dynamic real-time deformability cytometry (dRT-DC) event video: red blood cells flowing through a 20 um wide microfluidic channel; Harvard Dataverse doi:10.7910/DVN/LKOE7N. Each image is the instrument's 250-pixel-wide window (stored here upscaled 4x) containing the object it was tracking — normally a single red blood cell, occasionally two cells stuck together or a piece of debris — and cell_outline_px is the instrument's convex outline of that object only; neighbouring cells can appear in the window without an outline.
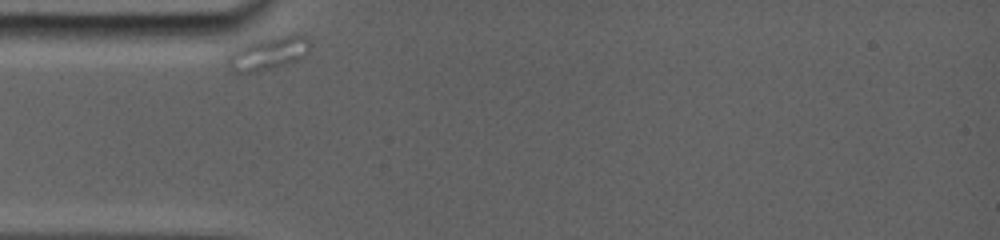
{"species": "common noctule bat (a hibernating species)", "species_latin": "Nyctalus noctula", "temperature_condition": "room temperature", "stored_images_in_passage": 27, "camera_frame_rate_fps": 5000, "um_per_image_px": 0.085, "animal": {"sex": "female", "body_mass_g": 19.0, "forearm_length_mm": 56.7}, "frame": {"image": 1, "passage_image": 1, "time_ms": 0.0, "image_size_px": [1000, 240], "cell_outline_px": [[308, 44], [300, 56], [296, 60], [256, 72], [236, 76], [232, 72], [228, 64], [228, 56], [232, 52], [244, 44], [252, 40], [300, 32], [308, 36]], "centroid_in_image_um": [22.7, 4.52], "position_along_channel_um": 62.3, "area_um2": 15.84}}
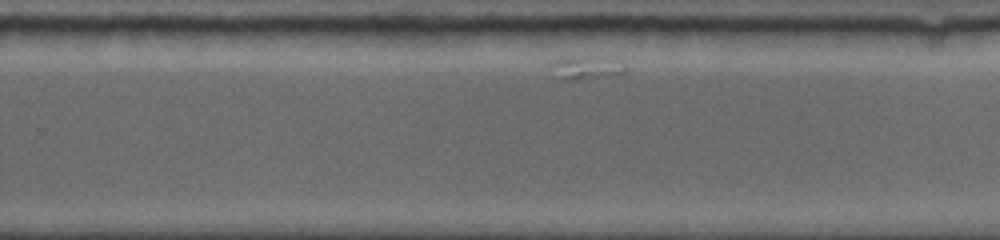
{"frame": {"image": 2, "passage_image": 22, "time_ms": 8.8, "image_size_px": [1000, 240], "cell_outline_px": [[624, 72], [620, 76], [572, 80], [560, 80], [552, 60], [568, 56], [612, 56], [624, 68]], "centroid_in_image_um": [49.92, 5.74], "position_along_channel_um": 279.9, "area_um2": 10.29}}
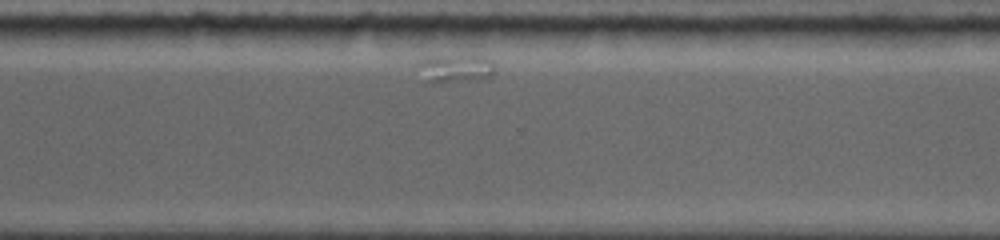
{"frame": {"image": 3, "passage_image": 26, "time_ms": 10.8, "image_size_px": [1000, 240], "cell_outline_px": [[496, 72], [488, 80], [436, 84], [428, 84], [420, 64], [420, 60], [432, 56], [480, 56], [488, 60], [492, 64]], "centroid_in_image_um": [38.79, 5.88], "position_along_channel_um": 331.8, "area_um2": 12.77}}